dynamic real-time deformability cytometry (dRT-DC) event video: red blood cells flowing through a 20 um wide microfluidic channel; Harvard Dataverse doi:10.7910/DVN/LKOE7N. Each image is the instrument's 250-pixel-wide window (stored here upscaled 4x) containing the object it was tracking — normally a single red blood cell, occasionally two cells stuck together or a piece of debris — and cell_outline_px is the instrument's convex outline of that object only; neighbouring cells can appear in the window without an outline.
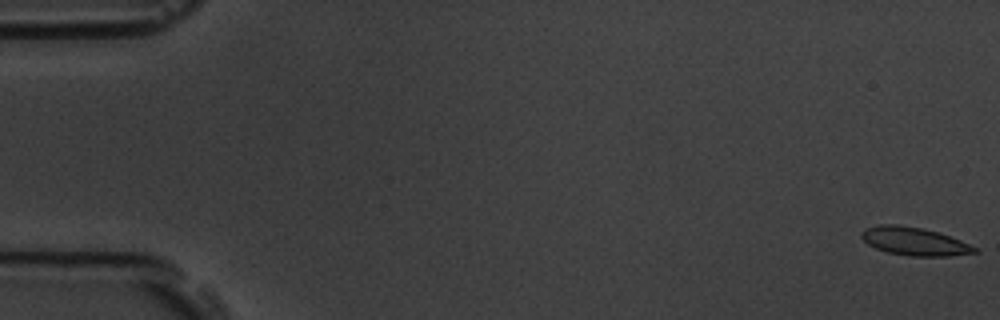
{"species": "common noctule bat (a hibernating species)", "species_latin": "Nyctalus noctula", "temperature_condition": "room temperature", "stored_images_in_passage": 7, "camera_frame_rate_fps": 3000, "um_per_image_px": 0.085, "animal": {"sex": "male", "body_mass_g": 19.5, "forearm_length_mm": 54.6}, "frame": {"image": 1, "passage_image": 1, "time_ms": 0.0, "image_size_px": [1000, 320], "cell_outline_px": [[980, 252], [948, 256], [912, 256], [888, 252], [876, 248], [868, 244], [860, 236], [860, 232], [864, 228], [880, 224], [900, 224], [924, 228], [960, 240], [976, 248]], "centroid_in_image_um": [77.68, 20.5], "position_along_channel_um": 7.3, "area_um2": 18.5}}
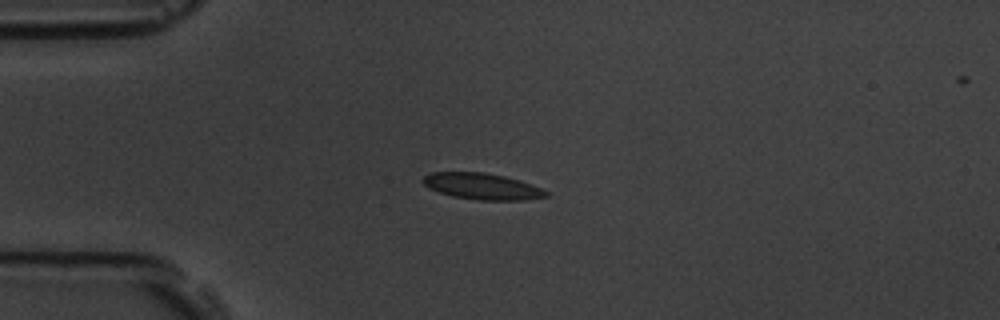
{"frame": {"image": 2, "passage_image": 5, "time_ms": 1.333, "image_size_px": [1000, 320], "cell_outline_px": [[548, 196], [524, 200], [476, 200], [452, 196], [428, 188], [420, 180], [424, 176], [432, 172], [484, 172], [504, 176], [520, 180], [532, 184], [548, 192]], "centroid_in_image_um": [40.96, 15.83], "position_along_channel_um": 44.0, "area_um2": 18.9}}
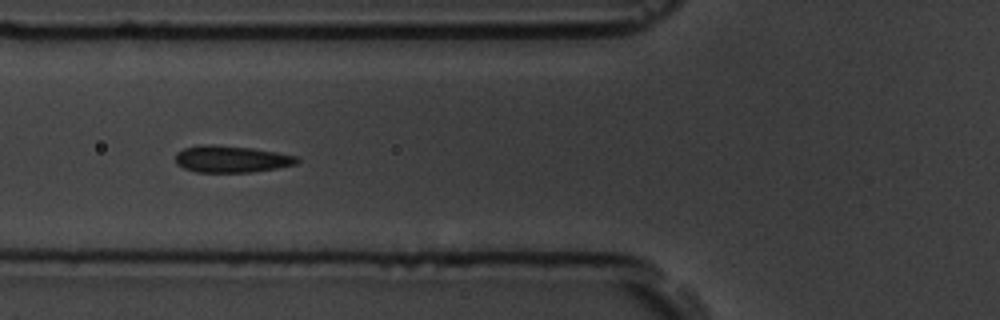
{"frame": {"image": 3, "passage_image": 7, "time_ms": 2.0, "image_size_px": [1000, 320], "cell_outline_px": [[300, 160], [296, 164], [276, 168], [252, 172], [196, 172], [184, 168], [176, 164], [176, 152], [184, 148], [200, 144], [212, 144], [252, 148], [276, 152], [296, 156]], "centroid_in_image_um": [19.63, 13.51], "position_along_channel_um": 106.2, "area_um2": 19.02}}